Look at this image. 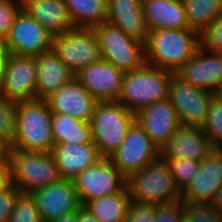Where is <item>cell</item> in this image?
Returning <instances> with one entry per match:
<instances>
[{"instance_id": "12", "label": "cell", "mask_w": 222, "mask_h": 222, "mask_svg": "<svg viewBox=\"0 0 222 222\" xmlns=\"http://www.w3.org/2000/svg\"><path fill=\"white\" fill-rule=\"evenodd\" d=\"M5 42L10 54L19 56L35 57L52 49V35L23 9L16 16Z\"/></svg>"}, {"instance_id": "25", "label": "cell", "mask_w": 222, "mask_h": 222, "mask_svg": "<svg viewBox=\"0 0 222 222\" xmlns=\"http://www.w3.org/2000/svg\"><path fill=\"white\" fill-rule=\"evenodd\" d=\"M22 9L52 36L74 28L63 0H21Z\"/></svg>"}, {"instance_id": "20", "label": "cell", "mask_w": 222, "mask_h": 222, "mask_svg": "<svg viewBox=\"0 0 222 222\" xmlns=\"http://www.w3.org/2000/svg\"><path fill=\"white\" fill-rule=\"evenodd\" d=\"M222 185V149L214 151L201 162L200 168L188 187L181 193V200L210 202Z\"/></svg>"}, {"instance_id": "19", "label": "cell", "mask_w": 222, "mask_h": 222, "mask_svg": "<svg viewBox=\"0 0 222 222\" xmlns=\"http://www.w3.org/2000/svg\"><path fill=\"white\" fill-rule=\"evenodd\" d=\"M52 113L67 114L90 123L98 101L75 78L47 100Z\"/></svg>"}, {"instance_id": "11", "label": "cell", "mask_w": 222, "mask_h": 222, "mask_svg": "<svg viewBox=\"0 0 222 222\" xmlns=\"http://www.w3.org/2000/svg\"><path fill=\"white\" fill-rule=\"evenodd\" d=\"M214 96L213 92L186 83L176 74L168 87V99L176 109L180 124L185 126L202 127Z\"/></svg>"}, {"instance_id": "2", "label": "cell", "mask_w": 222, "mask_h": 222, "mask_svg": "<svg viewBox=\"0 0 222 222\" xmlns=\"http://www.w3.org/2000/svg\"><path fill=\"white\" fill-rule=\"evenodd\" d=\"M52 119L53 113L46 100L17 102L16 134L11 149L52 152Z\"/></svg>"}, {"instance_id": "40", "label": "cell", "mask_w": 222, "mask_h": 222, "mask_svg": "<svg viewBox=\"0 0 222 222\" xmlns=\"http://www.w3.org/2000/svg\"><path fill=\"white\" fill-rule=\"evenodd\" d=\"M10 145L0 139V171H11L10 169Z\"/></svg>"}, {"instance_id": "46", "label": "cell", "mask_w": 222, "mask_h": 222, "mask_svg": "<svg viewBox=\"0 0 222 222\" xmlns=\"http://www.w3.org/2000/svg\"><path fill=\"white\" fill-rule=\"evenodd\" d=\"M215 95L222 101V85L219 87Z\"/></svg>"}, {"instance_id": "29", "label": "cell", "mask_w": 222, "mask_h": 222, "mask_svg": "<svg viewBox=\"0 0 222 222\" xmlns=\"http://www.w3.org/2000/svg\"><path fill=\"white\" fill-rule=\"evenodd\" d=\"M190 27L199 33L222 13V0H183Z\"/></svg>"}, {"instance_id": "38", "label": "cell", "mask_w": 222, "mask_h": 222, "mask_svg": "<svg viewBox=\"0 0 222 222\" xmlns=\"http://www.w3.org/2000/svg\"><path fill=\"white\" fill-rule=\"evenodd\" d=\"M154 222H183L181 201L172 204L157 205Z\"/></svg>"}, {"instance_id": "23", "label": "cell", "mask_w": 222, "mask_h": 222, "mask_svg": "<svg viewBox=\"0 0 222 222\" xmlns=\"http://www.w3.org/2000/svg\"><path fill=\"white\" fill-rule=\"evenodd\" d=\"M107 22L127 36L146 43L149 30L143 16L142 0H107Z\"/></svg>"}, {"instance_id": "24", "label": "cell", "mask_w": 222, "mask_h": 222, "mask_svg": "<svg viewBox=\"0 0 222 222\" xmlns=\"http://www.w3.org/2000/svg\"><path fill=\"white\" fill-rule=\"evenodd\" d=\"M143 16L149 31L192 29L183 0H142Z\"/></svg>"}, {"instance_id": "14", "label": "cell", "mask_w": 222, "mask_h": 222, "mask_svg": "<svg viewBox=\"0 0 222 222\" xmlns=\"http://www.w3.org/2000/svg\"><path fill=\"white\" fill-rule=\"evenodd\" d=\"M125 73L100 59L79 70L74 78L98 101H118Z\"/></svg>"}, {"instance_id": "21", "label": "cell", "mask_w": 222, "mask_h": 222, "mask_svg": "<svg viewBox=\"0 0 222 222\" xmlns=\"http://www.w3.org/2000/svg\"><path fill=\"white\" fill-rule=\"evenodd\" d=\"M35 60L37 63L35 99L47 100L75 76L52 49L35 56Z\"/></svg>"}, {"instance_id": "9", "label": "cell", "mask_w": 222, "mask_h": 222, "mask_svg": "<svg viewBox=\"0 0 222 222\" xmlns=\"http://www.w3.org/2000/svg\"><path fill=\"white\" fill-rule=\"evenodd\" d=\"M80 204L120 193L127 187V178L108 158H101L72 179Z\"/></svg>"}, {"instance_id": "1", "label": "cell", "mask_w": 222, "mask_h": 222, "mask_svg": "<svg viewBox=\"0 0 222 222\" xmlns=\"http://www.w3.org/2000/svg\"><path fill=\"white\" fill-rule=\"evenodd\" d=\"M200 46V33L194 29L149 31L145 43L146 63L176 73Z\"/></svg>"}, {"instance_id": "32", "label": "cell", "mask_w": 222, "mask_h": 222, "mask_svg": "<svg viewBox=\"0 0 222 222\" xmlns=\"http://www.w3.org/2000/svg\"><path fill=\"white\" fill-rule=\"evenodd\" d=\"M169 164L174 181L182 193L193 180L201 163L191 159H164Z\"/></svg>"}, {"instance_id": "36", "label": "cell", "mask_w": 222, "mask_h": 222, "mask_svg": "<svg viewBox=\"0 0 222 222\" xmlns=\"http://www.w3.org/2000/svg\"><path fill=\"white\" fill-rule=\"evenodd\" d=\"M21 10V0H0V39L6 40Z\"/></svg>"}, {"instance_id": "15", "label": "cell", "mask_w": 222, "mask_h": 222, "mask_svg": "<svg viewBox=\"0 0 222 222\" xmlns=\"http://www.w3.org/2000/svg\"><path fill=\"white\" fill-rule=\"evenodd\" d=\"M43 222L77 212L81 206L72 179H61L51 185L32 191Z\"/></svg>"}, {"instance_id": "10", "label": "cell", "mask_w": 222, "mask_h": 222, "mask_svg": "<svg viewBox=\"0 0 222 222\" xmlns=\"http://www.w3.org/2000/svg\"><path fill=\"white\" fill-rule=\"evenodd\" d=\"M160 157L159 148L135 120L126 138L108 157L112 164L128 178Z\"/></svg>"}, {"instance_id": "26", "label": "cell", "mask_w": 222, "mask_h": 222, "mask_svg": "<svg viewBox=\"0 0 222 222\" xmlns=\"http://www.w3.org/2000/svg\"><path fill=\"white\" fill-rule=\"evenodd\" d=\"M52 137L55 144L93 143L91 123L67 114L53 113Z\"/></svg>"}, {"instance_id": "16", "label": "cell", "mask_w": 222, "mask_h": 222, "mask_svg": "<svg viewBox=\"0 0 222 222\" xmlns=\"http://www.w3.org/2000/svg\"><path fill=\"white\" fill-rule=\"evenodd\" d=\"M175 74L184 82L215 94L222 85V54L199 46Z\"/></svg>"}, {"instance_id": "43", "label": "cell", "mask_w": 222, "mask_h": 222, "mask_svg": "<svg viewBox=\"0 0 222 222\" xmlns=\"http://www.w3.org/2000/svg\"><path fill=\"white\" fill-rule=\"evenodd\" d=\"M11 184V171H0V192L6 190Z\"/></svg>"}, {"instance_id": "39", "label": "cell", "mask_w": 222, "mask_h": 222, "mask_svg": "<svg viewBox=\"0 0 222 222\" xmlns=\"http://www.w3.org/2000/svg\"><path fill=\"white\" fill-rule=\"evenodd\" d=\"M21 192L11 184L6 190L0 192V222H7L11 216L15 201Z\"/></svg>"}, {"instance_id": "8", "label": "cell", "mask_w": 222, "mask_h": 222, "mask_svg": "<svg viewBox=\"0 0 222 222\" xmlns=\"http://www.w3.org/2000/svg\"><path fill=\"white\" fill-rule=\"evenodd\" d=\"M52 50L74 74L101 59L94 28L74 27L61 35L52 36Z\"/></svg>"}, {"instance_id": "18", "label": "cell", "mask_w": 222, "mask_h": 222, "mask_svg": "<svg viewBox=\"0 0 222 222\" xmlns=\"http://www.w3.org/2000/svg\"><path fill=\"white\" fill-rule=\"evenodd\" d=\"M215 147L201 127L180 125L169 142L161 149L163 159L205 160Z\"/></svg>"}, {"instance_id": "31", "label": "cell", "mask_w": 222, "mask_h": 222, "mask_svg": "<svg viewBox=\"0 0 222 222\" xmlns=\"http://www.w3.org/2000/svg\"><path fill=\"white\" fill-rule=\"evenodd\" d=\"M183 222H222V214L210 202L181 200Z\"/></svg>"}, {"instance_id": "44", "label": "cell", "mask_w": 222, "mask_h": 222, "mask_svg": "<svg viewBox=\"0 0 222 222\" xmlns=\"http://www.w3.org/2000/svg\"><path fill=\"white\" fill-rule=\"evenodd\" d=\"M211 206L222 214V185L218 189L214 198L210 201Z\"/></svg>"}, {"instance_id": "7", "label": "cell", "mask_w": 222, "mask_h": 222, "mask_svg": "<svg viewBox=\"0 0 222 222\" xmlns=\"http://www.w3.org/2000/svg\"><path fill=\"white\" fill-rule=\"evenodd\" d=\"M101 59L124 73L141 68L146 63L145 43L127 36L121 29L103 22L95 26Z\"/></svg>"}, {"instance_id": "30", "label": "cell", "mask_w": 222, "mask_h": 222, "mask_svg": "<svg viewBox=\"0 0 222 222\" xmlns=\"http://www.w3.org/2000/svg\"><path fill=\"white\" fill-rule=\"evenodd\" d=\"M201 129L215 148L222 149V101L216 95L210 101Z\"/></svg>"}, {"instance_id": "34", "label": "cell", "mask_w": 222, "mask_h": 222, "mask_svg": "<svg viewBox=\"0 0 222 222\" xmlns=\"http://www.w3.org/2000/svg\"><path fill=\"white\" fill-rule=\"evenodd\" d=\"M7 222H43L30 193H20Z\"/></svg>"}, {"instance_id": "33", "label": "cell", "mask_w": 222, "mask_h": 222, "mask_svg": "<svg viewBox=\"0 0 222 222\" xmlns=\"http://www.w3.org/2000/svg\"><path fill=\"white\" fill-rule=\"evenodd\" d=\"M17 103L6 99L0 93V139L12 144L16 134Z\"/></svg>"}, {"instance_id": "3", "label": "cell", "mask_w": 222, "mask_h": 222, "mask_svg": "<svg viewBox=\"0 0 222 222\" xmlns=\"http://www.w3.org/2000/svg\"><path fill=\"white\" fill-rule=\"evenodd\" d=\"M175 73L145 63L141 68L125 73L118 102L130 112L168 99V87Z\"/></svg>"}, {"instance_id": "27", "label": "cell", "mask_w": 222, "mask_h": 222, "mask_svg": "<svg viewBox=\"0 0 222 222\" xmlns=\"http://www.w3.org/2000/svg\"><path fill=\"white\" fill-rule=\"evenodd\" d=\"M74 27L94 28L107 22V0H63Z\"/></svg>"}, {"instance_id": "22", "label": "cell", "mask_w": 222, "mask_h": 222, "mask_svg": "<svg viewBox=\"0 0 222 222\" xmlns=\"http://www.w3.org/2000/svg\"><path fill=\"white\" fill-rule=\"evenodd\" d=\"M52 155L62 179H73L80 172L95 165L102 157L94 143L55 144Z\"/></svg>"}, {"instance_id": "35", "label": "cell", "mask_w": 222, "mask_h": 222, "mask_svg": "<svg viewBox=\"0 0 222 222\" xmlns=\"http://www.w3.org/2000/svg\"><path fill=\"white\" fill-rule=\"evenodd\" d=\"M200 46L222 54V13L200 33Z\"/></svg>"}, {"instance_id": "28", "label": "cell", "mask_w": 222, "mask_h": 222, "mask_svg": "<svg viewBox=\"0 0 222 222\" xmlns=\"http://www.w3.org/2000/svg\"><path fill=\"white\" fill-rule=\"evenodd\" d=\"M131 202L128 187L120 193H114L94 201L88 202L85 207L100 222H125L127 208Z\"/></svg>"}, {"instance_id": "37", "label": "cell", "mask_w": 222, "mask_h": 222, "mask_svg": "<svg viewBox=\"0 0 222 222\" xmlns=\"http://www.w3.org/2000/svg\"><path fill=\"white\" fill-rule=\"evenodd\" d=\"M156 208V204L139 203L131 200L127 208L125 222H154Z\"/></svg>"}, {"instance_id": "42", "label": "cell", "mask_w": 222, "mask_h": 222, "mask_svg": "<svg viewBox=\"0 0 222 222\" xmlns=\"http://www.w3.org/2000/svg\"><path fill=\"white\" fill-rule=\"evenodd\" d=\"M78 222H100L85 206L78 209Z\"/></svg>"}, {"instance_id": "5", "label": "cell", "mask_w": 222, "mask_h": 222, "mask_svg": "<svg viewBox=\"0 0 222 222\" xmlns=\"http://www.w3.org/2000/svg\"><path fill=\"white\" fill-rule=\"evenodd\" d=\"M135 113L118 101L98 102L91 120L93 143L102 158H108L126 138Z\"/></svg>"}, {"instance_id": "41", "label": "cell", "mask_w": 222, "mask_h": 222, "mask_svg": "<svg viewBox=\"0 0 222 222\" xmlns=\"http://www.w3.org/2000/svg\"><path fill=\"white\" fill-rule=\"evenodd\" d=\"M10 55L9 49L6 46V42L3 39H0V85L2 83L5 68L7 64V59Z\"/></svg>"}, {"instance_id": "45", "label": "cell", "mask_w": 222, "mask_h": 222, "mask_svg": "<svg viewBox=\"0 0 222 222\" xmlns=\"http://www.w3.org/2000/svg\"><path fill=\"white\" fill-rule=\"evenodd\" d=\"M50 222H78V211L61 216L57 219L51 220Z\"/></svg>"}, {"instance_id": "6", "label": "cell", "mask_w": 222, "mask_h": 222, "mask_svg": "<svg viewBox=\"0 0 222 222\" xmlns=\"http://www.w3.org/2000/svg\"><path fill=\"white\" fill-rule=\"evenodd\" d=\"M9 165L12 184L21 193H31L62 179L51 152L11 149Z\"/></svg>"}, {"instance_id": "4", "label": "cell", "mask_w": 222, "mask_h": 222, "mask_svg": "<svg viewBox=\"0 0 222 222\" xmlns=\"http://www.w3.org/2000/svg\"><path fill=\"white\" fill-rule=\"evenodd\" d=\"M132 201L156 205L181 201V192L171 175L169 164L161 156L127 178Z\"/></svg>"}, {"instance_id": "13", "label": "cell", "mask_w": 222, "mask_h": 222, "mask_svg": "<svg viewBox=\"0 0 222 222\" xmlns=\"http://www.w3.org/2000/svg\"><path fill=\"white\" fill-rule=\"evenodd\" d=\"M37 90V63L35 57L10 54L0 93L15 103L35 99Z\"/></svg>"}, {"instance_id": "17", "label": "cell", "mask_w": 222, "mask_h": 222, "mask_svg": "<svg viewBox=\"0 0 222 222\" xmlns=\"http://www.w3.org/2000/svg\"><path fill=\"white\" fill-rule=\"evenodd\" d=\"M135 120L160 151L181 125L176 109L169 99L140 109L135 114Z\"/></svg>"}]
</instances>
